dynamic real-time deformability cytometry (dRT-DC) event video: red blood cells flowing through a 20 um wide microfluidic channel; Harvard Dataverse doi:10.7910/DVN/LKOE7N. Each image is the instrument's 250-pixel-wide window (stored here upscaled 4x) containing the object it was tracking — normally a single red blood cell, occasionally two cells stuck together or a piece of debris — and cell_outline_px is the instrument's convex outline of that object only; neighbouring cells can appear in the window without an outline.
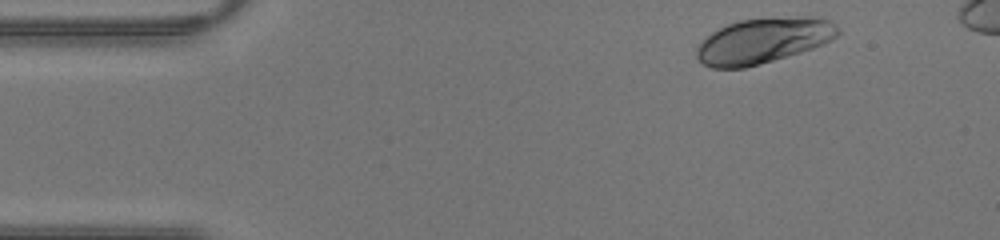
{"species": "human", "species_latin": "Homo sapiens", "temperature_condition": "warm", "stored_images_in_passage": 37, "camera_frame_rate_fps": 3000, "um_per_image_px": 0.085, "donor": {"sex": "male"}, "frame": {"image": 1, "passage_image": 1, "time_ms": 0.0, "image_size_px": [1000, 240], "cell_outline_px": [[840, 32], [832, 40], [824, 44], [800, 52], [760, 64], [744, 68], [712, 68], [704, 64], [696, 56], [696, 48], [712, 32], [728, 24], [740, 20], [796, 16], [812, 16], [832, 20], [840, 28]], "centroid_in_image_um": [64.94, 3.44], "position_along_channel_um": 20.1, "area_um2": 37.34}}
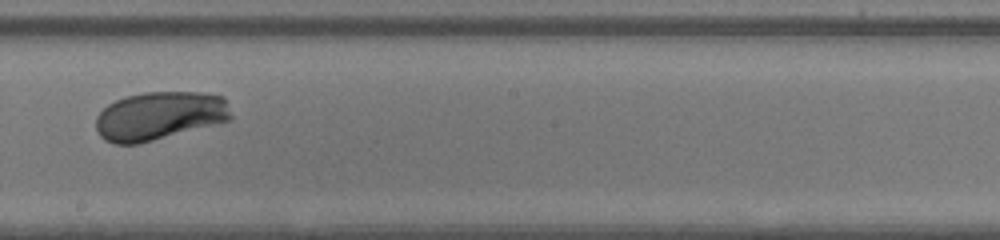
{"frame": {"image": 2, "passage_image": 20, "time_ms": 6.333, "image_size_px": [1000, 240], "cell_outline_px": [[232, 120], [136, 144], [116, 144], [104, 140], [100, 136], [96, 128], [96, 116], [108, 104], [116, 100], [128, 96], [144, 92], [204, 92], [224, 96], [232, 116]], "centroid_in_image_um": [13.57, 9.83], "position_along_channel_um": 234.6, "area_um2": 38.09}}
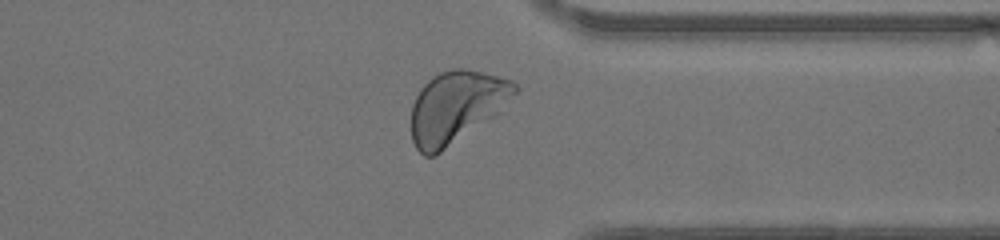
{"frame": {"image": 3, "passage_image": 29, "time_ms": 9.333, "image_size_px": [1000, 240], "cell_outline_px": [[520, 88], [496, 116], [436, 156], [424, 156], [416, 148], [412, 140], [412, 104], [420, 88], [432, 76], [440, 72], [452, 68], [464, 68], [512, 80]], "centroid_in_image_um": [38.79, 9.11], "position_along_channel_um": 372.6, "area_um2": 43.7}}